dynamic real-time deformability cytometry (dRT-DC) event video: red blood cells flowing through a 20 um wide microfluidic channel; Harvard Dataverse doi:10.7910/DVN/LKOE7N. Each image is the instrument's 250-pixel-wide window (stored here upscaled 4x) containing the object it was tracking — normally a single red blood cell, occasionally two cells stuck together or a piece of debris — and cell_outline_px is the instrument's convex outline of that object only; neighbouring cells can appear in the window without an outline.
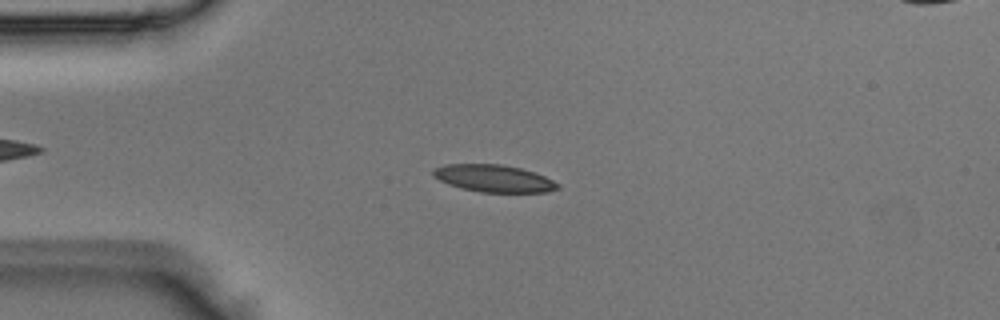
{"species": "Egyptian fruit bat (a non-hibernating species)", "species_latin": "Rousettus aegyptiacus", "temperature_condition": "room temperature", "stored_images_in_passage": 43, "camera_frame_rate_fps": 3000, "um_per_image_px": 0.085, "animal": {"sex": "male"}, "frame": {"image": 1, "passage_image": 12, "time_ms": 3.667, "image_size_px": [1000, 320], "cell_outline_px": [[560, 188], [548, 192], [480, 192], [460, 188], [448, 184], [432, 176], [432, 172], [436, 168], [444, 164], [500, 164], [520, 168], [544, 176], [560, 184]], "centroid_in_image_um": [41.96, 15.17], "position_along_channel_um": 43.0, "area_um2": 19.71}}
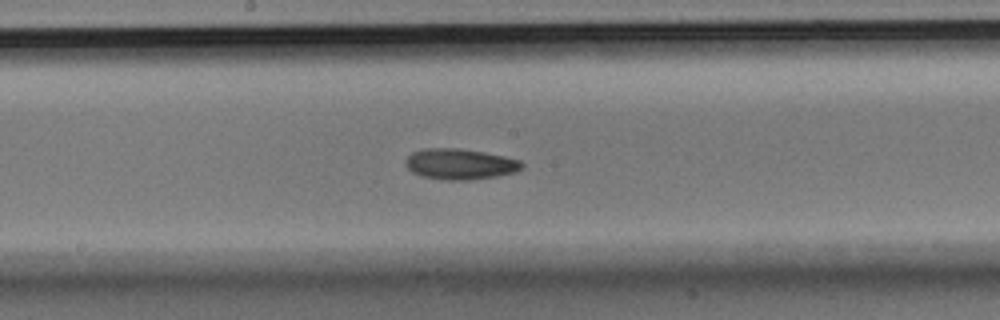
{"frame": {"image": 2, "passage_image": 26, "time_ms": 8.333, "image_size_px": [1000, 320], "cell_outline_px": [[524, 164], [516, 172], [496, 176], [468, 180], [444, 180], [420, 176], [412, 172], [408, 168], [408, 156], [412, 152], [424, 148], [460, 148], [484, 152], [504, 156], [520, 160]], "centroid_in_image_um": [39.11, 13.94], "position_along_channel_um": 209.1, "area_um2": 20.75}}
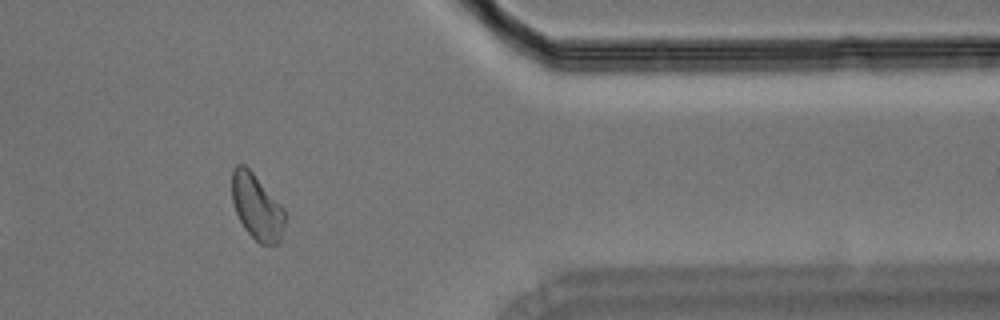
{"frame": {"image": 3, "passage_image": 41, "time_ms": 13.333, "image_size_px": [1000, 320], "cell_outline_px": [[288, 216], [280, 244], [260, 244], [244, 228], [236, 212], [232, 200], [232, 168], [236, 164], [244, 164], [252, 172], [284, 208]], "centroid_in_image_um": [21.87, 17.61], "position_along_channel_um": 389.5, "area_um2": 20.46}}